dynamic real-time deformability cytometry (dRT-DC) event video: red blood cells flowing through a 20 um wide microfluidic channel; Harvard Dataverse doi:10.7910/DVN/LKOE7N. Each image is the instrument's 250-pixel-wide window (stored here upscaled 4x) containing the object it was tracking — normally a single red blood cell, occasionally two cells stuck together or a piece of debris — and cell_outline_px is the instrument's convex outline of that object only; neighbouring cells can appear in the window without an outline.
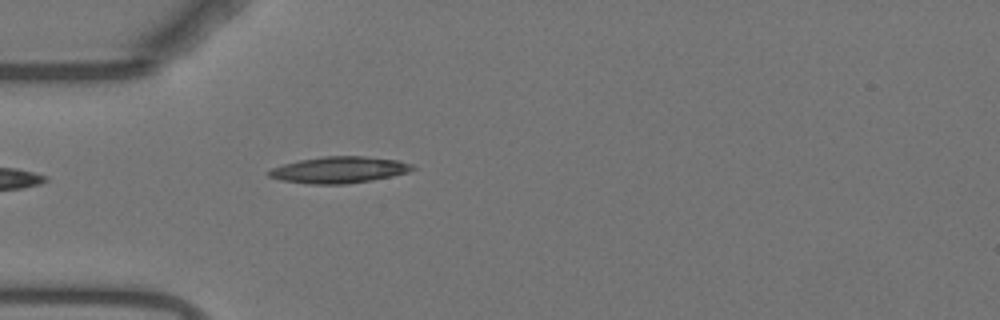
{"species": "Egyptian fruit bat (a non-hibernating species)", "species_latin": "Rousettus aegyptiacus", "temperature_condition": "warm", "stored_images_in_passage": 37, "camera_frame_rate_fps": 3000, "um_per_image_px": 0.085, "animal": {"sex": "female"}, "frame": {"image": 1, "passage_image": 1, "time_ms": 0.0, "image_size_px": [1000, 320], "cell_outline_px": [[416, 168], [408, 172], [392, 176], [372, 180], [348, 184], [308, 184], [280, 180], [268, 176], [264, 172], [272, 168], [284, 164], [300, 160], [324, 156], [364, 156], [400, 160], [412, 164]], "centroid_in_image_um": [28.82, 14.44], "position_along_channel_um": 56.2, "area_um2": 22.31}}
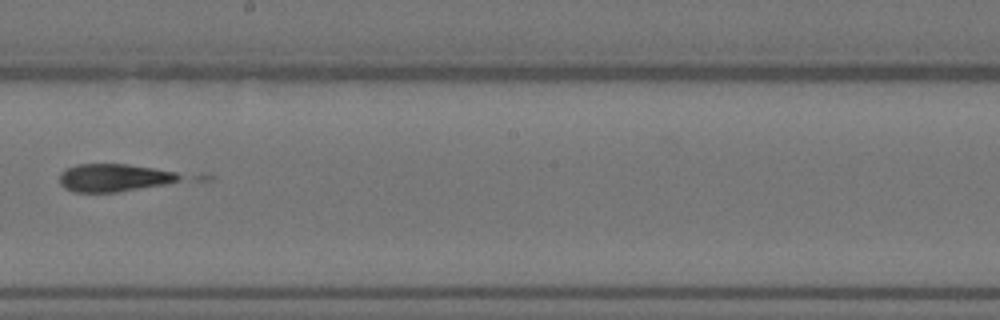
{"frame": {"image": 2, "passage_image": 16, "time_ms": 5.0, "image_size_px": [1000, 320], "cell_outline_px": [[184, 176], [180, 180], [168, 184], [116, 192], [72, 192], [64, 188], [60, 184], [60, 172], [64, 168], [76, 164], [128, 164], [176, 172]], "centroid_in_image_um": [9.67, 15.1], "position_along_channel_um": 238.5, "area_um2": 19.71}}
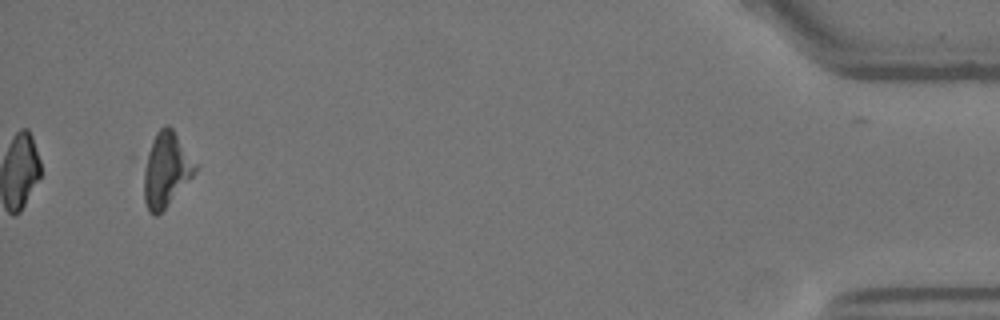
{"frame": {"image": 3, "passage_image": 37, "time_ms": 12.0, "image_size_px": [1000, 320], "cell_outline_px": [[200, 164], [196, 172], [164, 208], [156, 216], [148, 208], [144, 200], [140, 160], [140, 156], [156, 132], [164, 124], [168, 124], [172, 128]], "centroid_in_image_um": [14.06, 14.31], "position_along_channel_um": 421.1, "area_um2": 23.58}}